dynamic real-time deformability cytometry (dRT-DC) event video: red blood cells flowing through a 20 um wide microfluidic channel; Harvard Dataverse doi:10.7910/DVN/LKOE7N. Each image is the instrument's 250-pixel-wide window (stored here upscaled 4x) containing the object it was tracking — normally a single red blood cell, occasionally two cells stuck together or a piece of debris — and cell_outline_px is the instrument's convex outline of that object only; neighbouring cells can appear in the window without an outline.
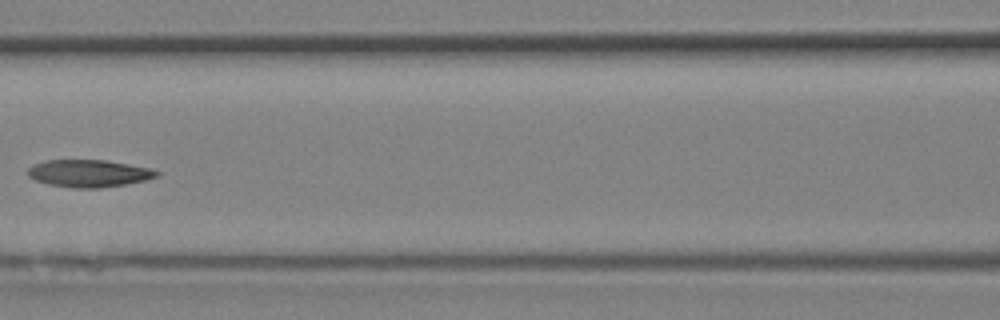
{"species": "Egyptian fruit bat (a non-hibernating species)", "species_latin": "Rousettus aegyptiacus", "temperature_condition": "room temperature", "stored_images_in_passage": 24, "camera_frame_rate_fps": 3000, "um_per_image_px": 0.085, "animal": {"sex": "female"}, "frame": {"image": 1, "passage_image": 8, "time_ms": 2.333, "image_size_px": [1000, 320], "cell_outline_px": [[160, 176], [144, 180], [124, 184], [100, 188], [72, 188], [48, 184], [36, 180], [28, 176], [28, 168], [36, 164], [48, 160], [104, 160], [152, 168], [160, 172]], "centroid_in_image_um": [7.58, 14.74], "position_along_channel_um": 159.0, "area_um2": 20.4}}
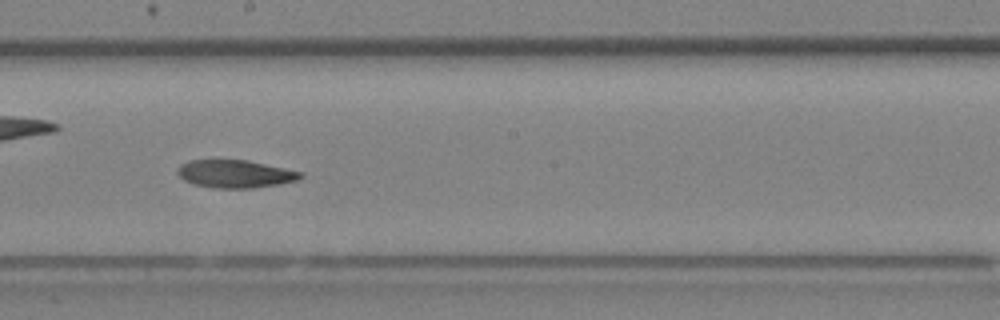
{"frame": {"image": 2, "passage_image": 11, "time_ms": 3.333, "image_size_px": [1000, 320], "cell_outline_px": [[304, 176], [296, 180], [280, 184], [252, 188], [216, 188], [192, 184], [184, 180], [176, 172], [176, 168], [180, 164], [188, 160], [248, 160], [304, 172]], "centroid_in_image_um": [19.98, 14.77], "position_along_channel_um": 228.2, "area_um2": 20.11}}